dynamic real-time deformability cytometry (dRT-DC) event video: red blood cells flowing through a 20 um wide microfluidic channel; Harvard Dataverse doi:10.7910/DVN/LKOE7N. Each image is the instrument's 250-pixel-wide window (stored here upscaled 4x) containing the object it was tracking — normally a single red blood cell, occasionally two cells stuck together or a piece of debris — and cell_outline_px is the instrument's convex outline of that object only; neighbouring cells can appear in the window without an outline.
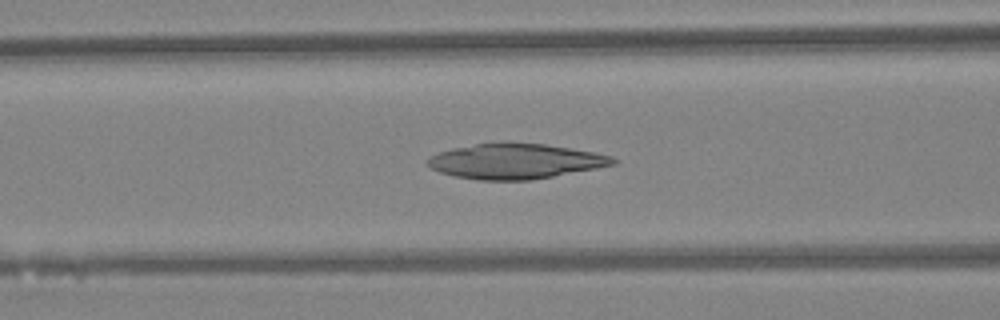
{"species": "Egyptian fruit bat (a non-hibernating species)", "species_latin": "Rousettus aegyptiacus", "temperature_condition": "warm", "stored_images_in_passage": 46, "camera_frame_rate_fps": 3000, "um_per_image_px": 0.085, "animal": {"sex": "female"}, "frame": {"image": 1, "passage_image": 19, "time_ms": 6.0, "image_size_px": [1000, 320], "cell_outline_px": [[616, 164], [596, 168], [552, 176], [528, 180], [476, 180], [456, 176], [440, 172], [432, 168], [428, 164], [428, 160], [432, 156], [440, 152], [452, 148], [476, 144], [544, 144], [592, 152], [612, 156], [616, 160]], "centroid_in_image_um": [43.81, 13.72], "position_along_channel_um": 122.8, "area_um2": 36.93}}
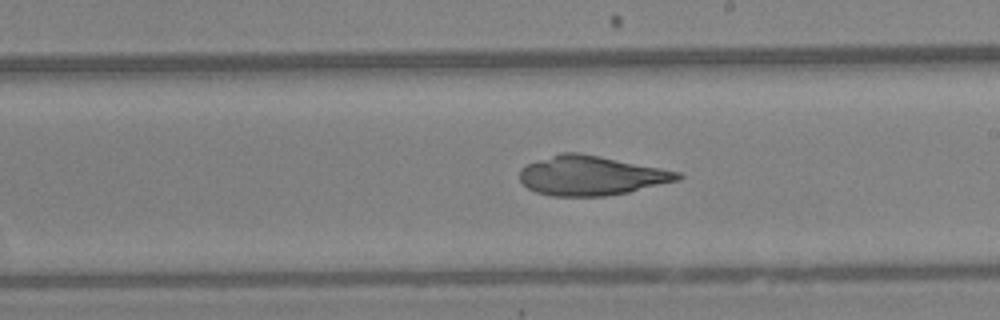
{"frame": {"image": 2, "passage_image": 27, "time_ms": 8.667, "image_size_px": [1000, 320], "cell_outline_px": [[684, 176], [680, 180], [628, 192], [604, 196], [552, 196], [536, 192], [528, 188], [520, 180], [520, 168], [528, 164], [560, 152], [580, 152], [680, 172]], "centroid_in_image_um": [50.25, 14.92], "position_along_channel_um": 238.8, "area_um2": 36.18}}
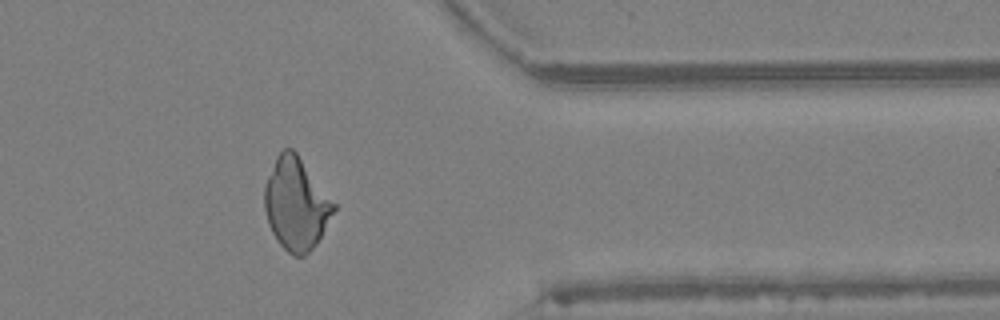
{"frame": {"image": 3, "passage_image": 38, "time_ms": 12.333, "image_size_px": [1000, 320], "cell_outline_px": [[336, 208], [316, 244], [304, 256], [292, 256], [276, 240], [268, 224], [264, 208], [264, 184], [276, 156], [284, 148], [292, 148], [296, 152], [336, 204]], "centroid_in_image_um": [25.14, 17.33], "position_along_channel_um": 386.3, "area_um2": 36.99}}